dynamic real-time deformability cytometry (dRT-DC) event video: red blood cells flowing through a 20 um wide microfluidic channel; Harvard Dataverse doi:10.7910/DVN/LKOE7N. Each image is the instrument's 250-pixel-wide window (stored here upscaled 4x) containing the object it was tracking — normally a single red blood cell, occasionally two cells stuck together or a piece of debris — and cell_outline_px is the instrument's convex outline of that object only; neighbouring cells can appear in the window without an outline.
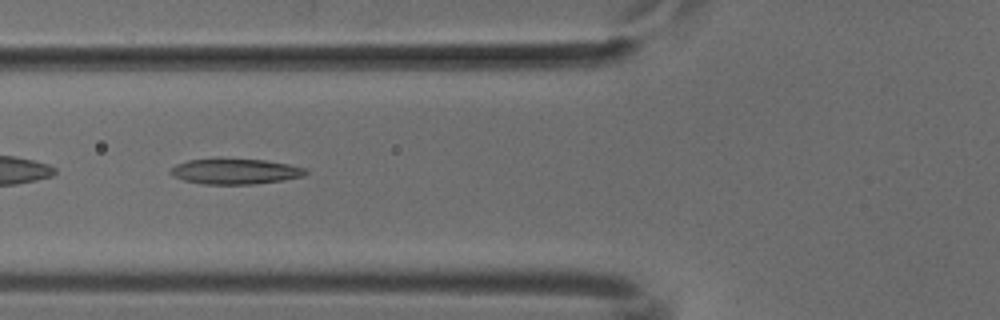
{"species": "common noctule bat (a hibernating species)", "species_latin": "Nyctalus noctula", "temperature_condition": "cold", "stored_images_in_passage": 52, "camera_frame_rate_fps": 3000, "um_per_image_px": 0.085, "animal": {"sex": "male", "body_mass_g": 18.8}, "frame": {"image": 1, "passage_image": 20, "time_ms": 6.333, "image_size_px": [1000, 320], "cell_outline_px": [[308, 172], [304, 176], [256, 184], [204, 184], [184, 180], [172, 176], [168, 172], [176, 164], [188, 160], [264, 160], [288, 164], [304, 168]], "centroid_in_image_um": [19.98, 14.59], "position_along_channel_um": 105.8, "area_um2": 19.54}}
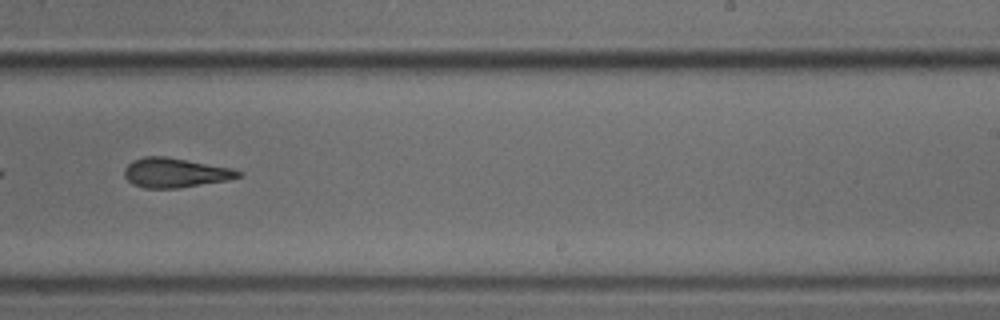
{"frame": {"image": 2, "passage_image": 33, "time_ms": 10.667, "image_size_px": [1000, 320], "cell_outline_px": [[244, 172], [240, 176], [228, 180], [176, 188], [144, 188], [132, 184], [124, 176], [124, 168], [132, 160], [144, 156], [164, 156], [232, 168]], "centroid_in_image_um": [14.86, 14.68], "position_along_channel_um": 274.1, "area_um2": 19.54}}
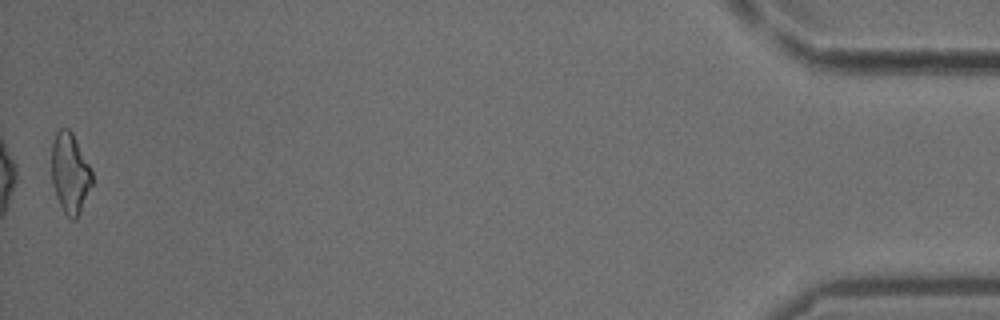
{"frame": {"image": 3, "passage_image": 52, "time_ms": 17.0, "image_size_px": [1000, 320], "cell_outline_px": [[92, 184], [80, 212], [76, 220], [72, 220], [64, 212], [56, 196], [52, 184], [52, 144], [56, 132], [60, 128], [68, 128], [72, 132], [92, 172]], "centroid_in_image_um": [5.94, 14.72], "position_along_channel_um": 429.3, "area_um2": 18.67}}